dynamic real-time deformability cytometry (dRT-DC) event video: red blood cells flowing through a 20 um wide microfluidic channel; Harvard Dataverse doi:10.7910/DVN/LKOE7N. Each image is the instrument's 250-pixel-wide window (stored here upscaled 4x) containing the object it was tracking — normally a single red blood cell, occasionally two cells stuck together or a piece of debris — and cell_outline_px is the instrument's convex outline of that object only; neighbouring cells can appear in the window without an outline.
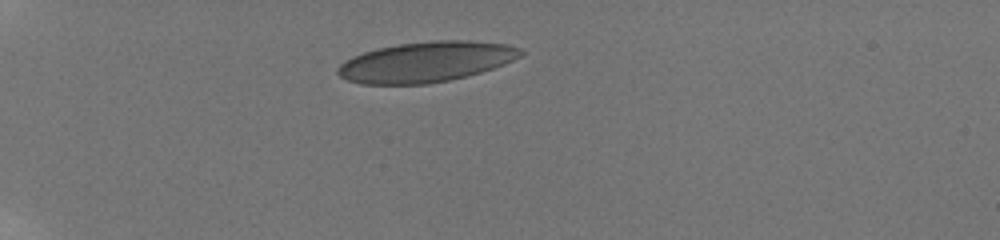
{"species": "human", "species_latin": "Homo sapiens", "temperature_condition": "room temperature", "stored_images_in_passage": 6, "camera_frame_rate_fps": 3000, "um_per_image_px": 0.085, "donor": {"sex": "male"}, "frame": {"image": 1, "passage_image": 1, "time_ms": 0.0, "image_size_px": [1000, 240], "cell_outline_px": [[524, 52], [520, 56], [504, 64], [480, 72], [448, 80], [428, 84], [360, 84], [348, 80], [340, 76], [336, 72], [336, 68], [344, 60], [352, 56], [364, 52], [380, 48], [400, 44], [436, 40], [468, 40], [504, 44], [520, 48]], "centroid_in_image_um": [36.17, 5.26], "position_along_channel_um": 48.8, "area_um2": 42.71}}
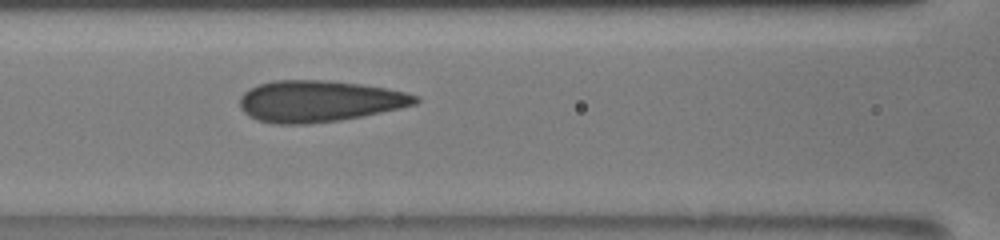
{"frame": {"image": 2, "passage_image": 5, "time_ms": 3.667, "image_size_px": [1000, 240], "cell_outline_px": [[420, 100], [416, 104], [400, 108], [340, 120], [308, 124], [272, 124], [256, 120], [244, 112], [240, 108], [240, 96], [244, 92], [260, 84], [276, 80], [324, 80], [360, 84], [384, 88], [404, 92], [420, 96]], "centroid_in_image_um": [27.11, 8.61], "position_along_channel_um": 139.5, "area_um2": 42.19}}
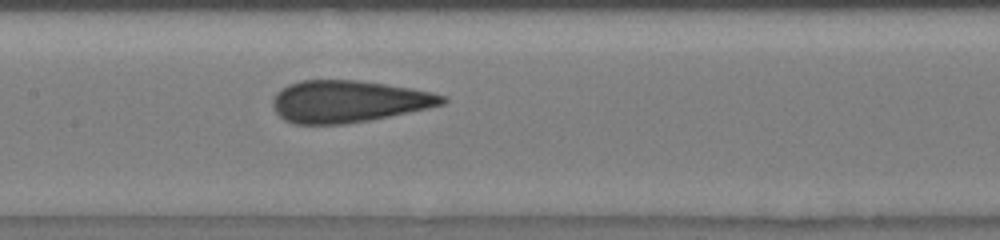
{"frame": {"image": 3, "passage_image": 6, "time_ms": 4.667, "image_size_px": [1000, 240], "cell_outline_px": [[448, 100], [444, 104], [428, 108], [368, 120], [344, 124], [296, 124], [284, 120], [276, 112], [272, 104], [272, 100], [276, 92], [288, 84], [300, 80], [356, 80], [384, 84], [432, 92], [448, 96]], "centroid_in_image_um": [29.6, 8.62], "position_along_channel_um": 177.8, "area_um2": 41.33}}